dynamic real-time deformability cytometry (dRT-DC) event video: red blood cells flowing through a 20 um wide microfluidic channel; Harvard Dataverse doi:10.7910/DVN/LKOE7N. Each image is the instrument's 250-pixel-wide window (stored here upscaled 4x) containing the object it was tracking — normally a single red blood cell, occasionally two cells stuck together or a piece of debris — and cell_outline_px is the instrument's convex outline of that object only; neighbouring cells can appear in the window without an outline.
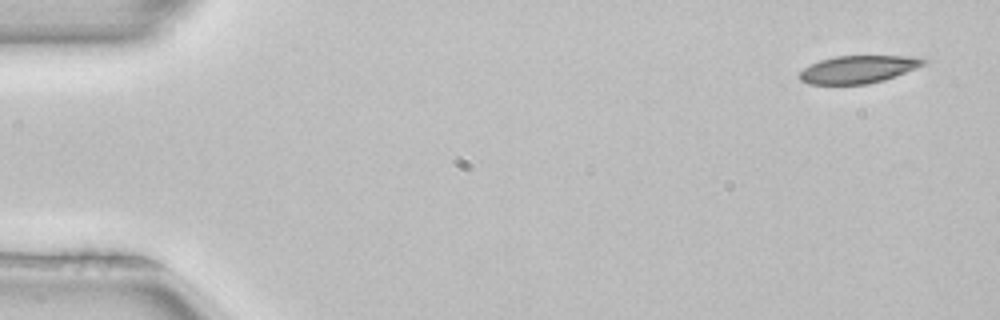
{"species": "common noctule bat (a hibernating species)", "species_latin": "Nyctalus noctula", "temperature_condition": "room temperature", "stored_images_in_passage": 5, "camera_frame_rate_fps": 3000, "um_per_image_px": 0.085, "animal": {"sex": "female", "body_mass_g": 22.7, "forearm_length_mm": 54.2}, "frame": {"image": 1, "passage_image": 1, "time_ms": 0.0, "image_size_px": [1000, 320], "cell_outline_px": [[928, 60], [924, 64], [916, 68], [896, 76], [884, 80], [868, 84], [808, 84], [800, 80], [800, 72], [804, 68], [820, 60], [836, 56], [916, 56]], "centroid_in_image_um": [72.97, 5.89], "position_along_channel_um": 12.0, "area_um2": 19.88}}
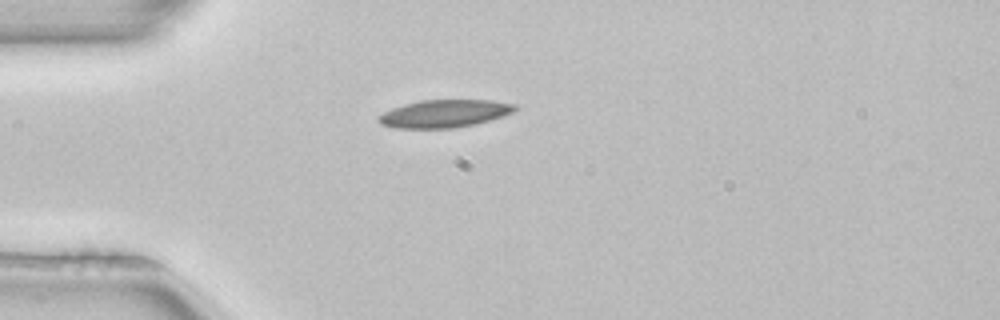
{"frame": {"image": 2, "passage_image": 4, "time_ms": 1.0, "image_size_px": [1000, 320], "cell_outline_px": [[520, 108], [512, 112], [476, 124], [452, 128], [392, 128], [380, 124], [376, 120], [376, 116], [392, 108], [404, 104], [424, 100], [492, 100], [516, 104]], "centroid_in_image_um": [37.74, 9.65], "position_along_channel_um": 47.3, "area_um2": 22.08}}